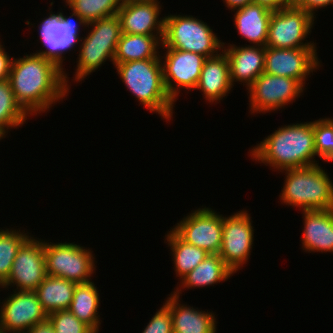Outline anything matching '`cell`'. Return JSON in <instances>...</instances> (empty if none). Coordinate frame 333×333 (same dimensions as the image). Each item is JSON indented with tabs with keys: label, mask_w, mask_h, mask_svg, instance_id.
<instances>
[{
	"label": "cell",
	"mask_w": 333,
	"mask_h": 333,
	"mask_svg": "<svg viewBox=\"0 0 333 333\" xmlns=\"http://www.w3.org/2000/svg\"><path fill=\"white\" fill-rule=\"evenodd\" d=\"M68 76L53 62L31 52L13 57L8 80L17 103L29 116H36L68 96Z\"/></svg>",
	"instance_id": "6da1fadb"
},
{
	"label": "cell",
	"mask_w": 333,
	"mask_h": 333,
	"mask_svg": "<svg viewBox=\"0 0 333 333\" xmlns=\"http://www.w3.org/2000/svg\"><path fill=\"white\" fill-rule=\"evenodd\" d=\"M250 149L251 159L272 167V171L319 164L315 160L313 121L283 125Z\"/></svg>",
	"instance_id": "7a4b0ae2"
},
{
	"label": "cell",
	"mask_w": 333,
	"mask_h": 333,
	"mask_svg": "<svg viewBox=\"0 0 333 333\" xmlns=\"http://www.w3.org/2000/svg\"><path fill=\"white\" fill-rule=\"evenodd\" d=\"M129 92L149 112L172 121L176 103L168 95L160 59H144L113 65Z\"/></svg>",
	"instance_id": "3957f363"
},
{
	"label": "cell",
	"mask_w": 333,
	"mask_h": 333,
	"mask_svg": "<svg viewBox=\"0 0 333 333\" xmlns=\"http://www.w3.org/2000/svg\"><path fill=\"white\" fill-rule=\"evenodd\" d=\"M280 172H285L281 204L299 211L333 209V182L321 164Z\"/></svg>",
	"instance_id": "277c9868"
},
{
	"label": "cell",
	"mask_w": 333,
	"mask_h": 333,
	"mask_svg": "<svg viewBox=\"0 0 333 333\" xmlns=\"http://www.w3.org/2000/svg\"><path fill=\"white\" fill-rule=\"evenodd\" d=\"M90 26V27H89ZM88 33L82 37L77 50L79 52L76 61V70L73 78L77 83L95 72L98 68L111 61L114 64V56L122 31L118 15L100 18L86 26ZM91 28V29H89ZM104 63V64H103Z\"/></svg>",
	"instance_id": "5b68a950"
},
{
	"label": "cell",
	"mask_w": 333,
	"mask_h": 333,
	"mask_svg": "<svg viewBox=\"0 0 333 333\" xmlns=\"http://www.w3.org/2000/svg\"><path fill=\"white\" fill-rule=\"evenodd\" d=\"M164 17L162 49L190 51L206 58L216 56L223 50L224 42L206 22L192 15H177V12Z\"/></svg>",
	"instance_id": "8992f818"
},
{
	"label": "cell",
	"mask_w": 333,
	"mask_h": 333,
	"mask_svg": "<svg viewBox=\"0 0 333 333\" xmlns=\"http://www.w3.org/2000/svg\"><path fill=\"white\" fill-rule=\"evenodd\" d=\"M50 12L44 17L38 26V34L42 48L37 50L35 54L53 62L62 71L63 61L66 60V53L76 51L78 42H81L82 37L80 29L87 26V23L74 11L70 16L64 15L62 8L59 12ZM76 20V21H75ZM75 47V48H74ZM65 58V59H64Z\"/></svg>",
	"instance_id": "52a82bcc"
},
{
	"label": "cell",
	"mask_w": 333,
	"mask_h": 333,
	"mask_svg": "<svg viewBox=\"0 0 333 333\" xmlns=\"http://www.w3.org/2000/svg\"><path fill=\"white\" fill-rule=\"evenodd\" d=\"M75 242H48L44 240L47 275L64 278L77 284L92 281L96 271L93 251Z\"/></svg>",
	"instance_id": "ba28073f"
},
{
	"label": "cell",
	"mask_w": 333,
	"mask_h": 333,
	"mask_svg": "<svg viewBox=\"0 0 333 333\" xmlns=\"http://www.w3.org/2000/svg\"><path fill=\"white\" fill-rule=\"evenodd\" d=\"M315 18L294 6L273 11L266 46L277 49L317 48V43L306 40L311 35Z\"/></svg>",
	"instance_id": "9c48e42d"
},
{
	"label": "cell",
	"mask_w": 333,
	"mask_h": 333,
	"mask_svg": "<svg viewBox=\"0 0 333 333\" xmlns=\"http://www.w3.org/2000/svg\"><path fill=\"white\" fill-rule=\"evenodd\" d=\"M249 113L265 114L280 111L304 94V87L293 78L263 72L247 89ZM303 93V94H302Z\"/></svg>",
	"instance_id": "30bf717a"
},
{
	"label": "cell",
	"mask_w": 333,
	"mask_h": 333,
	"mask_svg": "<svg viewBox=\"0 0 333 333\" xmlns=\"http://www.w3.org/2000/svg\"><path fill=\"white\" fill-rule=\"evenodd\" d=\"M186 243L219 254L222 244L223 215L211 207L192 210L171 228Z\"/></svg>",
	"instance_id": "8fae6325"
},
{
	"label": "cell",
	"mask_w": 333,
	"mask_h": 333,
	"mask_svg": "<svg viewBox=\"0 0 333 333\" xmlns=\"http://www.w3.org/2000/svg\"><path fill=\"white\" fill-rule=\"evenodd\" d=\"M247 210L223 215L222 244L219 256L235 273L249 261L254 244V226ZM242 267V268H241Z\"/></svg>",
	"instance_id": "7c38bea8"
},
{
	"label": "cell",
	"mask_w": 333,
	"mask_h": 333,
	"mask_svg": "<svg viewBox=\"0 0 333 333\" xmlns=\"http://www.w3.org/2000/svg\"><path fill=\"white\" fill-rule=\"evenodd\" d=\"M160 53L165 89L176 102L182 89L192 91L196 88L205 56L178 49H164ZM163 56H162V55Z\"/></svg>",
	"instance_id": "4fadbf2b"
},
{
	"label": "cell",
	"mask_w": 333,
	"mask_h": 333,
	"mask_svg": "<svg viewBox=\"0 0 333 333\" xmlns=\"http://www.w3.org/2000/svg\"><path fill=\"white\" fill-rule=\"evenodd\" d=\"M46 276L44 240L32 235L18 251L9 276L0 288L2 291L12 287V290L35 291Z\"/></svg>",
	"instance_id": "5bb4252c"
},
{
	"label": "cell",
	"mask_w": 333,
	"mask_h": 333,
	"mask_svg": "<svg viewBox=\"0 0 333 333\" xmlns=\"http://www.w3.org/2000/svg\"><path fill=\"white\" fill-rule=\"evenodd\" d=\"M11 293L0 302V333H25L47 320L48 315L35 291L13 290Z\"/></svg>",
	"instance_id": "9a60e30c"
},
{
	"label": "cell",
	"mask_w": 333,
	"mask_h": 333,
	"mask_svg": "<svg viewBox=\"0 0 333 333\" xmlns=\"http://www.w3.org/2000/svg\"><path fill=\"white\" fill-rule=\"evenodd\" d=\"M317 50V48L277 49L266 46L264 72L293 78L305 87L307 78L311 77L310 74L313 75V72L323 65L318 58Z\"/></svg>",
	"instance_id": "2e32d148"
},
{
	"label": "cell",
	"mask_w": 333,
	"mask_h": 333,
	"mask_svg": "<svg viewBox=\"0 0 333 333\" xmlns=\"http://www.w3.org/2000/svg\"><path fill=\"white\" fill-rule=\"evenodd\" d=\"M159 0H123L117 12L125 34L163 35L165 17Z\"/></svg>",
	"instance_id": "e0dca14e"
},
{
	"label": "cell",
	"mask_w": 333,
	"mask_h": 333,
	"mask_svg": "<svg viewBox=\"0 0 333 333\" xmlns=\"http://www.w3.org/2000/svg\"><path fill=\"white\" fill-rule=\"evenodd\" d=\"M240 46L224 42L223 51L229 60L232 85L240 82L247 90L264 72L265 47L247 44Z\"/></svg>",
	"instance_id": "ac0fdd59"
},
{
	"label": "cell",
	"mask_w": 333,
	"mask_h": 333,
	"mask_svg": "<svg viewBox=\"0 0 333 333\" xmlns=\"http://www.w3.org/2000/svg\"><path fill=\"white\" fill-rule=\"evenodd\" d=\"M232 88L230 65L225 52L222 50L218 55L206 58L194 90L202 92L203 99L212 105L226 99Z\"/></svg>",
	"instance_id": "d6986e66"
},
{
	"label": "cell",
	"mask_w": 333,
	"mask_h": 333,
	"mask_svg": "<svg viewBox=\"0 0 333 333\" xmlns=\"http://www.w3.org/2000/svg\"><path fill=\"white\" fill-rule=\"evenodd\" d=\"M304 229L302 250L305 253H333V209L302 210Z\"/></svg>",
	"instance_id": "ffe728a7"
},
{
	"label": "cell",
	"mask_w": 333,
	"mask_h": 333,
	"mask_svg": "<svg viewBox=\"0 0 333 333\" xmlns=\"http://www.w3.org/2000/svg\"><path fill=\"white\" fill-rule=\"evenodd\" d=\"M164 304L172 317L173 333H217L215 312H206L181 303L173 292L168 294Z\"/></svg>",
	"instance_id": "44dd1931"
},
{
	"label": "cell",
	"mask_w": 333,
	"mask_h": 333,
	"mask_svg": "<svg viewBox=\"0 0 333 333\" xmlns=\"http://www.w3.org/2000/svg\"><path fill=\"white\" fill-rule=\"evenodd\" d=\"M234 25L237 33L250 45L266 47L268 29L273 11L259 4L251 3L233 10Z\"/></svg>",
	"instance_id": "7402d4cb"
},
{
	"label": "cell",
	"mask_w": 333,
	"mask_h": 333,
	"mask_svg": "<svg viewBox=\"0 0 333 333\" xmlns=\"http://www.w3.org/2000/svg\"><path fill=\"white\" fill-rule=\"evenodd\" d=\"M234 275L219 254H208L191 272L186 274L180 284L172 291L176 296H182L183 289L210 287L225 282ZM182 289V290H181Z\"/></svg>",
	"instance_id": "603a6c76"
},
{
	"label": "cell",
	"mask_w": 333,
	"mask_h": 333,
	"mask_svg": "<svg viewBox=\"0 0 333 333\" xmlns=\"http://www.w3.org/2000/svg\"><path fill=\"white\" fill-rule=\"evenodd\" d=\"M163 35H138L122 33L117 44L114 64L144 60L160 59Z\"/></svg>",
	"instance_id": "cb8c5ba5"
},
{
	"label": "cell",
	"mask_w": 333,
	"mask_h": 333,
	"mask_svg": "<svg viewBox=\"0 0 333 333\" xmlns=\"http://www.w3.org/2000/svg\"><path fill=\"white\" fill-rule=\"evenodd\" d=\"M93 281L76 284L69 311L80 321L89 325L96 333L101 327L99 306L100 295L97 286Z\"/></svg>",
	"instance_id": "d4e9b609"
},
{
	"label": "cell",
	"mask_w": 333,
	"mask_h": 333,
	"mask_svg": "<svg viewBox=\"0 0 333 333\" xmlns=\"http://www.w3.org/2000/svg\"><path fill=\"white\" fill-rule=\"evenodd\" d=\"M76 284L60 277L50 275L45 277L35 292L47 315L69 309Z\"/></svg>",
	"instance_id": "484cf974"
},
{
	"label": "cell",
	"mask_w": 333,
	"mask_h": 333,
	"mask_svg": "<svg viewBox=\"0 0 333 333\" xmlns=\"http://www.w3.org/2000/svg\"><path fill=\"white\" fill-rule=\"evenodd\" d=\"M165 234V243L171 249L176 278L181 280L201 263L209 253L202 248L186 243L172 229Z\"/></svg>",
	"instance_id": "4316f807"
},
{
	"label": "cell",
	"mask_w": 333,
	"mask_h": 333,
	"mask_svg": "<svg viewBox=\"0 0 333 333\" xmlns=\"http://www.w3.org/2000/svg\"><path fill=\"white\" fill-rule=\"evenodd\" d=\"M29 117L15 100L9 80L0 81V140L6 138L11 129L22 127Z\"/></svg>",
	"instance_id": "83f0119b"
},
{
	"label": "cell",
	"mask_w": 333,
	"mask_h": 333,
	"mask_svg": "<svg viewBox=\"0 0 333 333\" xmlns=\"http://www.w3.org/2000/svg\"><path fill=\"white\" fill-rule=\"evenodd\" d=\"M20 229H0V286L7 280L18 251L32 236Z\"/></svg>",
	"instance_id": "f1b7e54d"
},
{
	"label": "cell",
	"mask_w": 333,
	"mask_h": 333,
	"mask_svg": "<svg viewBox=\"0 0 333 333\" xmlns=\"http://www.w3.org/2000/svg\"><path fill=\"white\" fill-rule=\"evenodd\" d=\"M71 11L77 13L87 24L100 18L116 15L123 0H63Z\"/></svg>",
	"instance_id": "f546056e"
},
{
	"label": "cell",
	"mask_w": 333,
	"mask_h": 333,
	"mask_svg": "<svg viewBox=\"0 0 333 333\" xmlns=\"http://www.w3.org/2000/svg\"><path fill=\"white\" fill-rule=\"evenodd\" d=\"M313 132L316 155L323 162H333V118L313 121Z\"/></svg>",
	"instance_id": "4dcf8cb0"
},
{
	"label": "cell",
	"mask_w": 333,
	"mask_h": 333,
	"mask_svg": "<svg viewBox=\"0 0 333 333\" xmlns=\"http://www.w3.org/2000/svg\"><path fill=\"white\" fill-rule=\"evenodd\" d=\"M47 319L56 333H96L69 310L52 312Z\"/></svg>",
	"instance_id": "1f68e13d"
},
{
	"label": "cell",
	"mask_w": 333,
	"mask_h": 333,
	"mask_svg": "<svg viewBox=\"0 0 333 333\" xmlns=\"http://www.w3.org/2000/svg\"><path fill=\"white\" fill-rule=\"evenodd\" d=\"M143 329L141 333H173L169 308L163 303Z\"/></svg>",
	"instance_id": "d6a6232c"
},
{
	"label": "cell",
	"mask_w": 333,
	"mask_h": 333,
	"mask_svg": "<svg viewBox=\"0 0 333 333\" xmlns=\"http://www.w3.org/2000/svg\"><path fill=\"white\" fill-rule=\"evenodd\" d=\"M328 5L332 6V0H295L294 7L303 9L316 17V11L321 8L325 9Z\"/></svg>",
	"instance_id": "836d02e7"
},
{
	"label": "cell",
	"mask_w": 333,
	"mask_h": 333,
	"mask_svg": "<svg viewBox=\"0 0 333 333\" xmlns=\"http://www.w3.org/2000/svg\"><path fill=\"white\" fill-rule=\"evenodd\" d=\"M5 46L0 40V81L7 80L10 73L13 57L6 52Z\"/></svg>",
	"instance_id": "e575fe53"
},
{
	"label": "cell",
	"mask_w": 333,
	"mask_h": 333,
	"mask_svg": "<svg viewBox=\"0 0 333 333\" xmlns=\"http://www.w3.org/2000/svg\"><path fill=\"white\" fill-rule=\"evenodd\" d=\"M25 333H56V332L54 331L53 326L47 319L46 321L37 323Z\"/></svg>",
	"instance_id": "d590c367"
},
{
	"label": "cell",
	"mask_w": 333,
	"mask_h": 333,
	"mask_svg": "<svg viewBox=\"0 0 333 333\" xmlns=\"http://www.w3.org/2000/svg\"><path fill=\"white\" fill-rule=\"evenodd\" d=\"M254 4H259L271 11H277L284 6L278 0H253Z\"/></svg>",
	"instance_id": "8d00e7d4"
},
{
	"label": "cell",
	"mask_w": 333,
	"mask_h": 333,
	"mask_svg": "<svg viewBox=\"0 0 333 333\" xmlns=\"http://www.w3.org/2000/svg\"><path fill=\"white\" fill-rule=\"evenodd\" d=\"M227 9L233 11L253 3V0H222Z\"/></svg>",
	"instance_id": "74e56055"
},
{
	"label": "cell",
	"mask_w": 333,
	"mask_h": 333,
	"mask_svg": "<svg viewBox=\"0 0 333 333\" xmlns=\"http://www.w3.org/2000/svg\"><path fill=\"white\" fill-rule=\"evenodd\" d=\"M284 7L294 6L295 0H278Z\"/></svg>",
	"instance_id": "f35d334b"
}]
</instances>
